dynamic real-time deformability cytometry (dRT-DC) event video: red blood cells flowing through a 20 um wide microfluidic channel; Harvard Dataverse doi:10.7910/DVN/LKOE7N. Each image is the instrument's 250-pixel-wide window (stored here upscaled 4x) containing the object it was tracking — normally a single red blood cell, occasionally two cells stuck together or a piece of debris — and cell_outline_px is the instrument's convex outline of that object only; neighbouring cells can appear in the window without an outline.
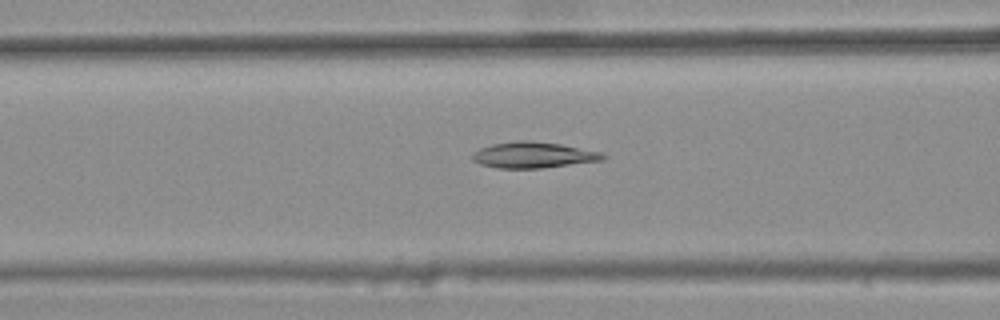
{"species": "common noctule bat (a hibernating species)", "species_latin": "Nyctalus noctula", "temperature_condition": "warm", "stored_images_in_passage": 47, "camera_frame_rate_fps": 3000, "um_per_image_px": 0.085, "animal": {"sex": "female", "body_mass_g": 25.1}, "frame": {"image": 1, "passage_image": 21, "time_ms": 6.667, "image_size_px": [1000, 320], "cell_outline_px": [[608, 156], [604, 160], [540, 168], [496, 168], [480, 164], [472, 160], [472, 152], [480, 148], [492, 144], [516, 140], [532, 140], [560, 144], [600, 152]], "centroid_in_image_um": [45.3, 13.17], "position_along_channel_um": 121.3, "area_um2": 19.83}}
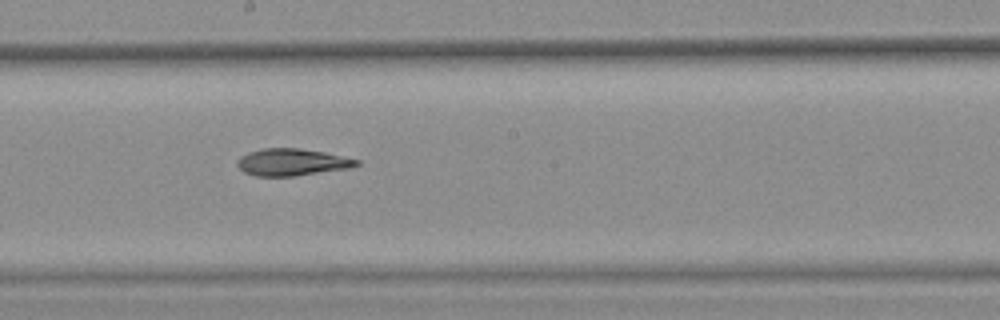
{"frame": {"image": 2, "passage_image": 29, "time_ms": 9.333, "image_size_px": [1000, 320], "cell_outline_px": [[360, 164], [352, 168], [292, 176], [256, 176], [244, 172], [236, 164], [236, 160], [240, 156], [248, 152], [264, 148], [300, 148], [324, 152], [360, 160]], "centroid_in_image_um": [24.81, 13.78], "position_along_channel_um": 223.4, "area_um2": 18.84}}
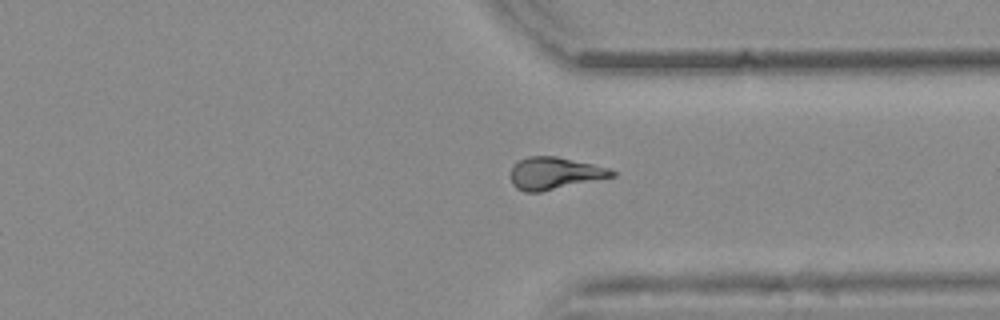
{"frame": {"image": 3, "passage_image": 40, "time_ms": 13.0, "image_size_px": [1000, 320], "cell_outline_px": [[616, 176], [540, 192], [524, 192], [516, 188], [512, 184], [512, 168], [520, 160], [528, 156], [556, 156], [592, 164], [608, 168], [616, 172]], "centroid_in_image_um": [47.15, 14.74], "position_along_channel_um": 364.2, "area_um2": 18.79}}